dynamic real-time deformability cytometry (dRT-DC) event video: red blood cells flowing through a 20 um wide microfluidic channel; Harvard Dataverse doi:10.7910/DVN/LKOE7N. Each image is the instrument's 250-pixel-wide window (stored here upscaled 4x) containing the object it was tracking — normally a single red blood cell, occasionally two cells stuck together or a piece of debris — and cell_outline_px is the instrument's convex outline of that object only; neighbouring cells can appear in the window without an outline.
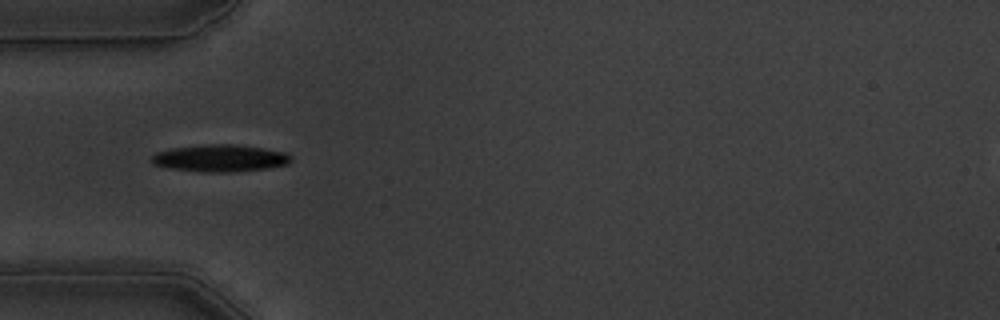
{"species": "common noctule bat (a hibernating species)", "species_latin": "Nyctalus noctula", "temperature_condition": "warm", "stored_images_in_passage": 43, "camera_frame_rate_fps": 3000, "um_per_image_px": 0.085, "animal": {"sex": "male", "body_mass_g": 19.5, "forearm_length_mm": 54.6}, "frame": {"image": 1, "passage_image": 7, "time_ms": 2.0, "image_size_px": [1000, 320], "cell_outline_px": [[292, 160], [288, 164], [268, 168], [228, 172], [208, 172], [172, 168], [152, 164], [152, 156], [156, 152], [172, 148], [200, 144], [236, 144], [264, 148], [284, 152], [292, 156]], "centroid_in_image_um": [18.73, 13.43], "position_along_channel_um": 66.3, "area_um2": 21.96}, "authors_computed_cell_mechanics": {"area_um2": 21.3282, "velocity_mm_per_s": 3.6114, "shape_relaxation_time_tau1_ms": 3.8088, "shape_relaxation_time_tau2_ms": 3.0255, "deformation_change_tau1": 0.1518, "deformation_change_tau2": 0.0917}}